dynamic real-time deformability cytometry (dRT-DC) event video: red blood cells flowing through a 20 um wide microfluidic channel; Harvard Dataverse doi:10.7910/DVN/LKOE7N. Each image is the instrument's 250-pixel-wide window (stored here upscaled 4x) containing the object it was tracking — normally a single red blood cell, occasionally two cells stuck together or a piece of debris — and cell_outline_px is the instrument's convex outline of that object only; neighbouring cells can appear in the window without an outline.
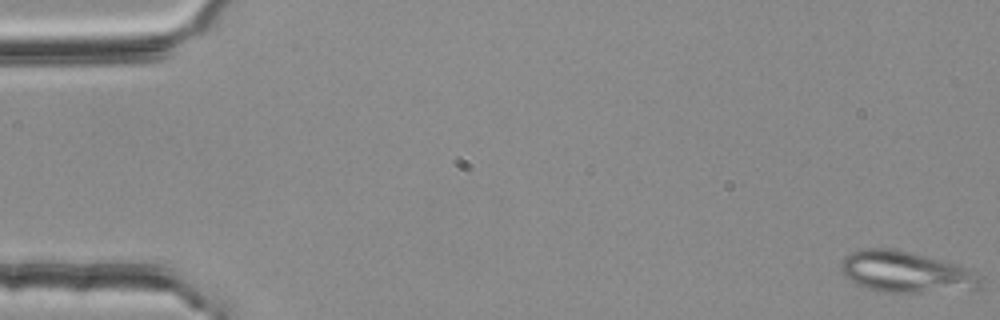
{"species": "common noctule bat (a hibernating species)", "species_latin": "Nyctalus noctula", "temperature_condition": "room temperature", "stored_images_in_passage": 54, "segment_of_instrument_passage": [1, 2], "camera_frame_rate_fps": 3000, "um_per_image_px": 0.085, "animal": {"sex": "female", "body_mass_g": 25.1}, "frame": {"image": 1, "passage_image": 1, "time_ms": 0.0, "image_size_px": [1000, 320], "cell_outline_px": [[984, 288], [980, 292], [884, 292], [868, 288], [856, 284], [844, 276], [840, 268], [840, 264], [844, 256], [852, 252], [864, 248], [896, 248], [912, 252], [972, 268], [980, 276]], "centroid_in_image_um": [77.14, 23.14], "position_along_channel_um": 7.9, "area_um2": 34.68}}